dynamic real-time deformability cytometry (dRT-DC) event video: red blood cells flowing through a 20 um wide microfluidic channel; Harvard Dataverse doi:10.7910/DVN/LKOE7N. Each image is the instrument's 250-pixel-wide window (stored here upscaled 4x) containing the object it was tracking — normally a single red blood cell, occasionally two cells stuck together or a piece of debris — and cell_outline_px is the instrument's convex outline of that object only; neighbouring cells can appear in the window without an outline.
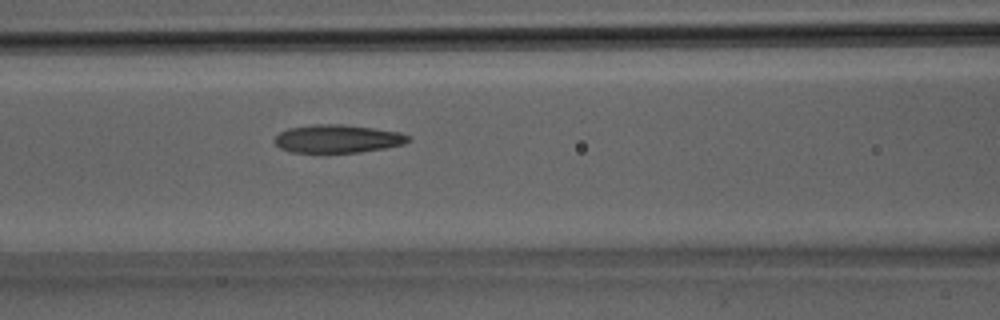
{"species": "Egyptian fruit bat (a non-hibernating species)", "species_latin": "Rousettus aegyptiacus", "temperature_condition": "room temperature", "stored_images_in_passage": 19, "camera_frame_rate_fps": 3000, "um_per_image_px": 0.085, "animal": {"sex": "male"}, "frame": {"image": 1, "passage_image": 11, "time_ms": 3.333, "image_size_px": [1000, 320], "cell_outline_px": [[412, 140], [404, 144], [384, 148], [360, 152], [288, 152], [280, 148], [276, 144], [276, 136], [280, 132], [288, 128], [312, 124], [344, 124], [400, 132], [412, 136]], "centroid_in_image_um": [28.73, 11.79], "position_along_channel_um": 137.9, "area_um2": 21.96}}
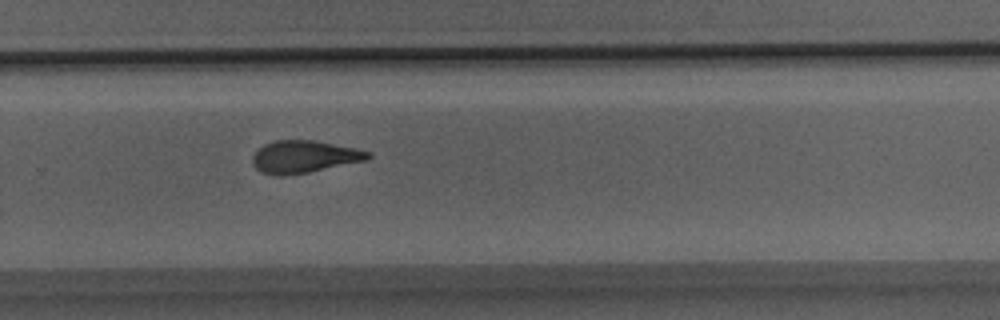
{"frame": {"image": 2, "passage_image": 19, "time_ms": 6.0, "image_size_px": [1000, 320], "cell_outline_px": [[372, 156], [368, 160], [308, 172], [284, 176], [276, 176], [260, 172], [252, 164], [252, 156], [264, 144], [276, 140], [312, 140], [356, 148], [372, 152]], "centroid_in_image_um": [25.86, 13.33], "position_along_channel_um": 303.9, "area_um2": 21.85}}